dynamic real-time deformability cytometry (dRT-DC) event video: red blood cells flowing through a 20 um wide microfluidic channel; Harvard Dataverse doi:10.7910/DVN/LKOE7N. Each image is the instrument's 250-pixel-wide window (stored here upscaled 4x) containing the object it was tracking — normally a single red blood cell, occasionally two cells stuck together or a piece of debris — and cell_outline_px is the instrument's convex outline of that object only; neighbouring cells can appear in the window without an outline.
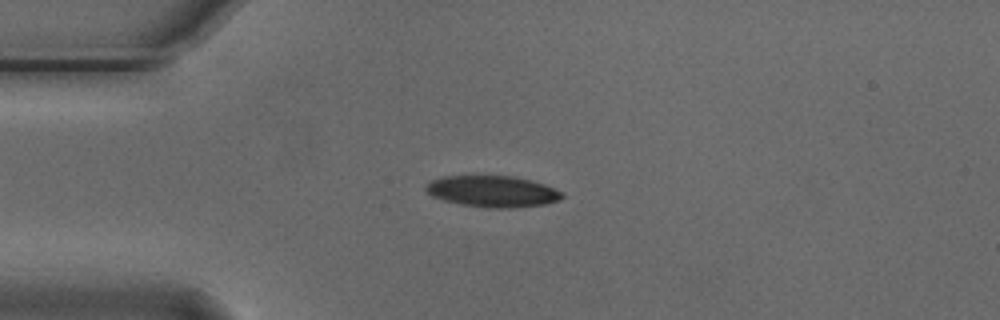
{"species": "Egyptian fruit bat (a non-hibernating species)", "species_latin": "Rousettus aegyptiacus", "temperature_condition": "cold", "stored_images_in_passage": 53, "camera_frame_rate_fps": 3000, "um_per_image_px": 0.085, "animal": {"sex": "male"}, "frame": {"image": 1, "passage_image": 12, "time_ms": 3.667, "image_size_px": [1000, 320], "cell_outline_px": [[564, 196], [560, 200], [544, 204], [516, 208], [488, 208], [460, 204], [444, 200], [432, 196], [424, 188], [432, 180], [444, 176], [512, 176], [544, 184], [564, 192]], "centroid_in_image_um": [41.89, 16.28], "position_along_channel_um": 43.1, "area_um2": 24.8}}
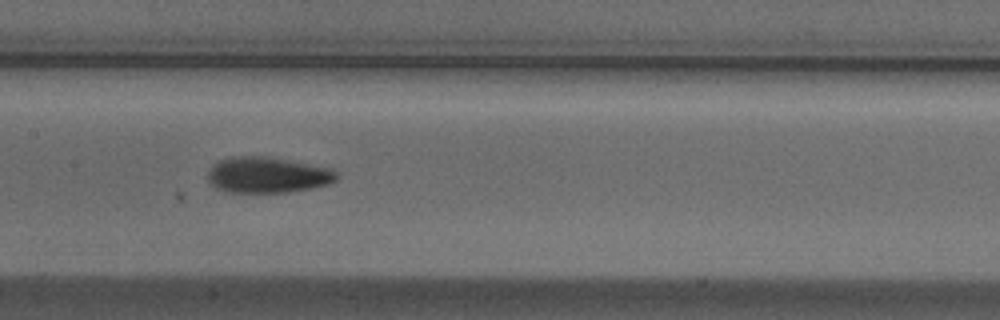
{"frame": {"image": 2, "passage_image": 25, "time_ms": 8.0, "image_size_px": [1000, 320], "cell_outline_px": [[340, 176], [336, 180], [328, 184], [312, 188], [288, 192], [228, 192], [216, 188], [208, 180], [208, 172], [212, 164], [216, 160], [232, 156], [264, 156], [332, 168]], "centroid_in_image_um": [22.72, 14.86], "position_along_channel_um": 184.7, "area_um2": 27.05}}
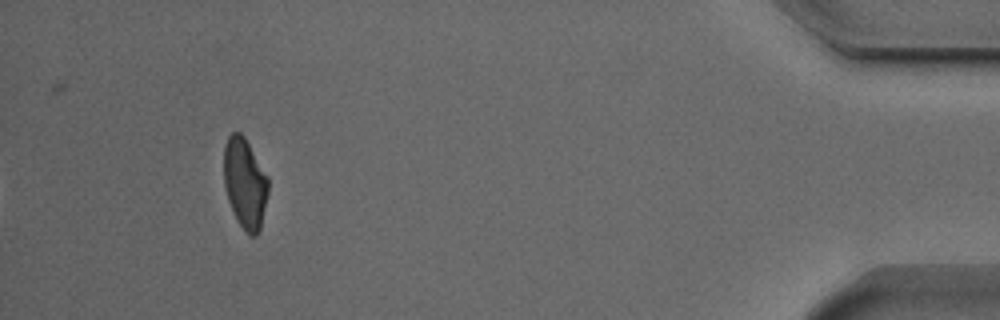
{"frame": {"image": 3, "passage_image": 49, "time_ms": 16.0, "image_size_px": [1000, 320], "cell_outline_px": [[268, 192], [260, 228], [256, 236], [248, 236], [244, 232], [236, 220], [228, 200], [224, 184], [224, 144], [228, 136], [232, 132], [240, 132], [244, 136], [268, 176]], "centroid_in_image_um": [20.81, 15.59], "position_along_channel_um": 414.4, "area_um2": 23.52}, "authors_computed_cell_mechanics": {"area_um2": 24.6806, "velocity_mm_per_s": 3.7427, "shape_relaxation_time_tau1_ms": 3.1493, "shape_relaxation_time_tau2_ms": 3.552, "deformation_change_tau1": 0.1489, "deformation_change_tau2": 0.1025}}